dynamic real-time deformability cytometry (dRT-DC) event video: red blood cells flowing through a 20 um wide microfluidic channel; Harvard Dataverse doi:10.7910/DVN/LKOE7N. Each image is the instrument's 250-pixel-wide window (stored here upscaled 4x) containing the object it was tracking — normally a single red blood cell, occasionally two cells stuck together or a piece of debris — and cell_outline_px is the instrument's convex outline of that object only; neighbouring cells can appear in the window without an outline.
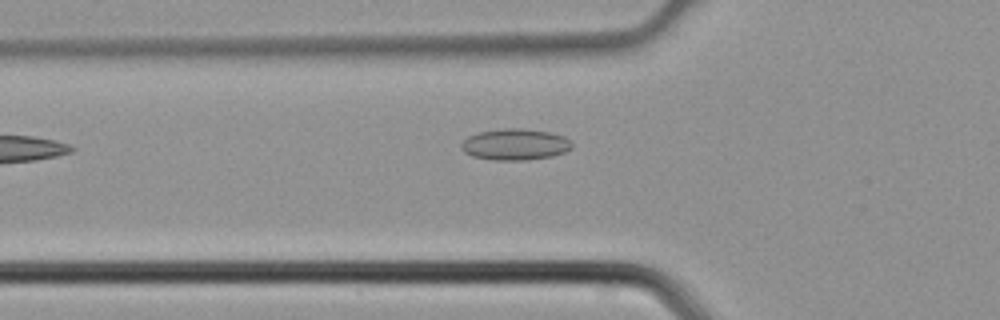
{"species": "common noctule bat (a hibernating species)", "species_latin": "Nyctalus noctula", "temperature_condition": "cold", "stored_images_in_passage": 4, "camera_frame_rate_fps": 3000, "um_per_image_px": 0.085, "animal": {"sex": "male", "body_mass_g": 21.5, "forearm_length_mm": 52.0}, "frame": {"image": 1, "passage_image": 4, "time_ms": 1.0, "image_size_px": [1000, 320], "cell_outline_px": [[572, 148], [564, 152], [552, 156], [524, 160], [496, 160], [472, 156], [464, 152], [460, 148], [460, 144], [468, 136], [480, 132], [504, 128], [520, 128], [548, 132], [564, 136], [572, 144]], "centroid_in_image_um": [43.76, 12.28], "position_along_channel_um": 82.0, "area_um2": 20.06}}